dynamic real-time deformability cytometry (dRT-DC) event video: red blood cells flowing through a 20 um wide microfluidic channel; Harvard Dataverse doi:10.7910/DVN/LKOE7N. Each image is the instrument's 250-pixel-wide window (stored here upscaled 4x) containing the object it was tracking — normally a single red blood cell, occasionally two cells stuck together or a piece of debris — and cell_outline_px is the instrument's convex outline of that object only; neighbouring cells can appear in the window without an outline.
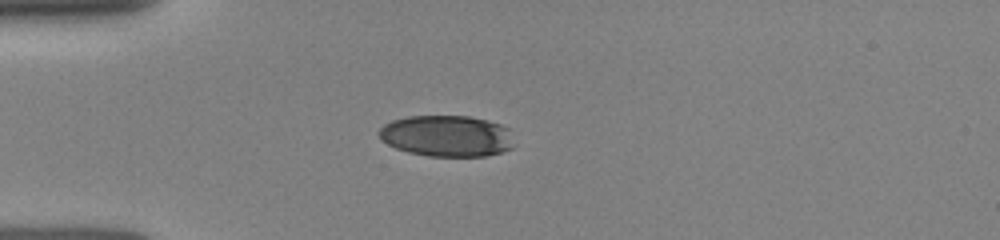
{"species": "human", "species_latin": "Homo sapiens", "temperature_condition": "room temperature", "stored_images_in_passage": 5, "camera_frame_rate_fps": 3000, "um_per_image_px": 0.085, "donor": {"sex": "female"}, "frame": {"image": 1, "passage_image": 1, "time_ms": 0.0, "image_size_px": [1000, 240], "cell_outline_px": [[512, 148], [504, 152], [484, 156], [428, 156], [408, 152], [396, 148], [388, 144], [380, 136], [380, 128], [384, 124], [392, 120], [408, 116], [468, 116], [488, 120], [500, 124], [508, 128]], "centroid_in_image_um": [37.98, 11.55], "position_along_channel_um": 47.0, "area_um2": 32.31}}
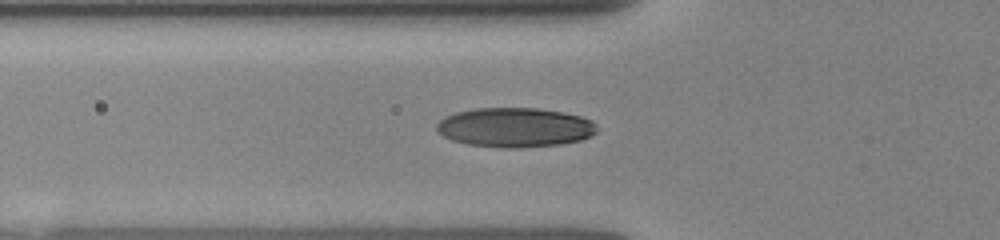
{"frame": {"image": 2, "passage_image": 4, "time_ms": 1.333, "image_size_px": [1000, 240], "cell_outline_px": [[596, 132], [592, 136], [580, 140], [560, 144], [520, 148], [508, 148], [468, 144], [452, 140], [436, 132], [436, 124], [444, 116], [456, 112], [476, 108], [536, 108], [564, 112], [580, 116], [592, 120], [596, 124]], "centroid_in_image_um": [43.76, 10.82], "position_along_channel_um": 82.0, "area_um2": 36.99}}